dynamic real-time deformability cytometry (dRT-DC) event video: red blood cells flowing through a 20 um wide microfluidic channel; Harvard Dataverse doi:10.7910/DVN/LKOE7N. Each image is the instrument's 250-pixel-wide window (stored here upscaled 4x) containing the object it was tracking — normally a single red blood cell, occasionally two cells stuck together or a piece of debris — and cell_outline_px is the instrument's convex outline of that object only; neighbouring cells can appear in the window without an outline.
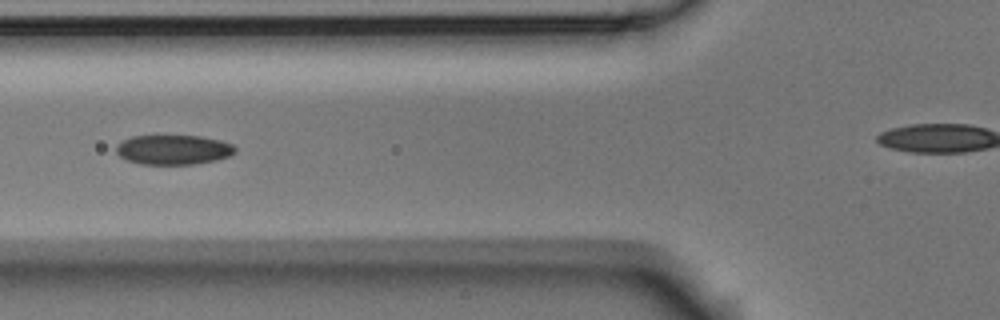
{"species": "Egyptian fruit bat (a non-hibernating species)", "species_latin": "Rousettus aegyptiacus", "temperature_condition": "room temperature", "stored_images_in_passage": 21, "camera_frame_rate_fps": 3000, "um_per_image_px": 0.085, "animal": {"sex": "male"}, "frame": {"image": 1, "passage_image": 7, "time_ms": 2.0, "image_size_px": [1000, 320], "cell_outline_px": [[236, 152], [232, 156], [216, 160], [192, 164], [140, 164], [128, 160], [120, 156], [116, 152], [116, 144], [132, 136], [156, 132], [200, 136], [220, 140], [232, 144], [236, 148]], "centroid_in_image_um": [14.72, 12.67], "position_along_channel_um": 111.1, "area_um2": 21.56}}
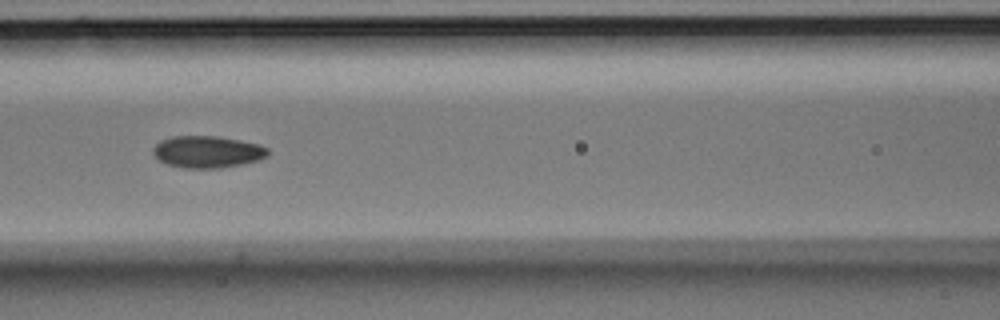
{"frame": {"image": 2, "passage_image": 10, "time_ms": 3.0, "image_size_px": [1000, 320], "cell_outline_px": [[268, 156], [260, 160], [244, 164], [220, 168], [180, 168], [168, 164], [160, 160], [152, 152], [152, 148], [160, 140], [172, 136], [216, 136], [240, 140], [260, 144], [268, 148]], "centroid_in_image_um": [17.65, 12.91], "position_along_channel_um": 149.0, "area_um2": 21.56}}
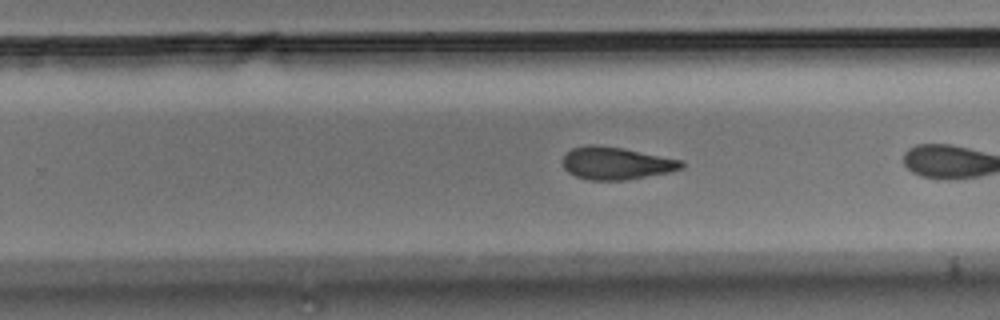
{"frame": {"image": 3, "passage_image": 18, "time_ms": 5.667, "image_size_px": [1000, 320], "cell_outline_px": [[684, 168], [672, 172], [624, 180], [588, 180], [576, 176], [568, 172], [564, 168], [564, 156], [572, 148], [588, 144], [592, 144], [620, 148], [684, 160]], "centroid_in_image_um": [52.41, 13.88], "position_along_channel_um": 277.4, "area_um2": 22.43}}